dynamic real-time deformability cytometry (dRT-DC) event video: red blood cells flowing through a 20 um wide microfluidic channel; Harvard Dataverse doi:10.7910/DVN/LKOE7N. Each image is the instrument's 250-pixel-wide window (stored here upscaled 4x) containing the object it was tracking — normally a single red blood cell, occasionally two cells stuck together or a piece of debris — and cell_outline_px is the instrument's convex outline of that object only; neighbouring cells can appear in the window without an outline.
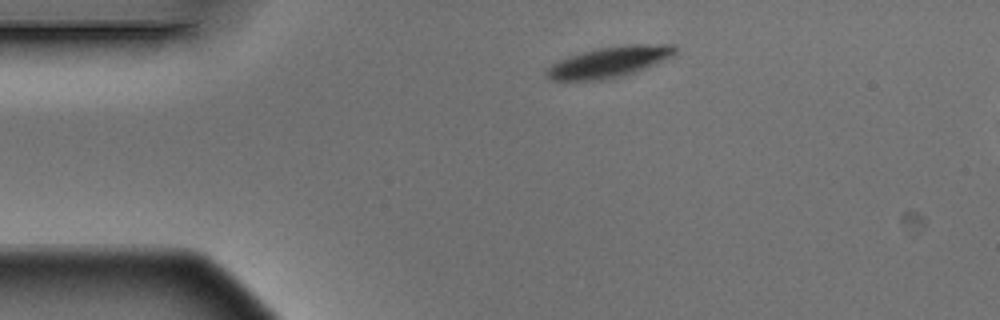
{"species": "Egyptian fruit bat (a non-hibernating species)", "species_latin": "Rousettus aegyptiacus", "temperature_condition": "warm", "stored_images_in_passage": 4, "camera_frame_rate_fps": 3000, "um_per_image_px": 0.085, "animal": {"sex": "male"}, "frame": {"image": 1, "passage_image": 1, "time_ms": 0.0, "image_size_px": [1000, 320], "cell_outline_px": [[676, 52], [672, 56], [632, 72], [600, 80], [548, 80], [544, 76], [544, 72], [552, 64], [568, 56], [600, 48], [624, 44], [676, 44]], "centroid_in_image_um": [51.73, 5.25], "position_along_channel_um": 33.3, "area_um2": 22.54}}
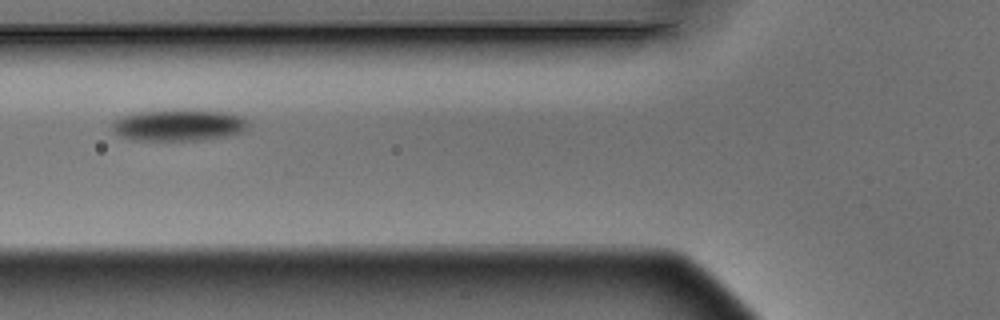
{"frame": {"image": 2, "passage_image": 3, "time_ms": 0.667, "image_size_px": [1000, 320], "cell_outline_px": [[248, 128], [240, 132], [200, 140], [132, 140], [120, 136], [112, 128], [112, 124], [120, 116], [140, 112], [224, 112], [240, 116], [248, 120]], "centroid_in_image_um": [15.15, 10.67], "position_along_channel_um": 110.6, "area_um2": 23.81}}
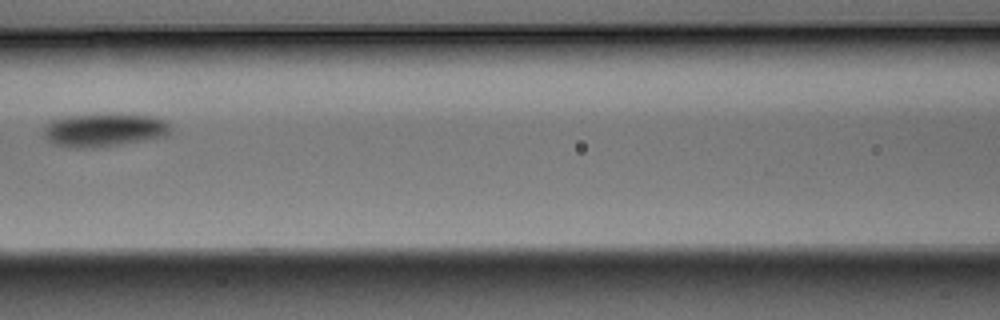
{"frame": {"image": 3, "passage_image": 4, "time_ms": 1.0, "image_size_px": [1000, 320], "cell_outline_px": [[172, 136], [96, 148], [76, 148], [56, 144], [48, 140], [44, 136], [44, 128], [52, 120], [64, 116], [152, 116], [164, 120], [172, 128]], "centroid_in_image_um": [8.91, 11.09], "position_along_channel_um": 157.7, "area_um2": 24.1}}